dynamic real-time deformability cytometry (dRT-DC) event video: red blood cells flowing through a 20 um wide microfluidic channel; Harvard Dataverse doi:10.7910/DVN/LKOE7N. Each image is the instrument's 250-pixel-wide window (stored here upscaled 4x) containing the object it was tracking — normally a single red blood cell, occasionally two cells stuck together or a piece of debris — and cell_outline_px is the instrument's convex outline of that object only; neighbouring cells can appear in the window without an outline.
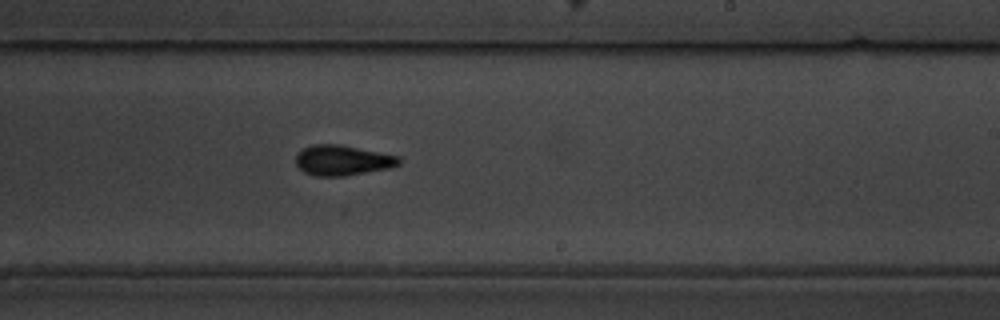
{"species": "common noctule bat (a hibernating species)", "species_latin": "Nyctalus noctula", "temperature_condition": "warm", "stored_images_in_passage": 36, "camera_frame_rate_fps": 3000, "um_per_image_px": 0.085, "animal": {"sex": "male", "body_mass_g": 19.5, "forearm_length_mm": 54.6}, "frame": {"image": 1, "passage_image": 21, "time_ms": 6.667, "image_size_px": [1000, 320], "cell_outline_px": [[400, 164], [392, 168], [344, 176], [316, 176], [304, 172], [296, 164], [296, 152], [312, 144], [340, 144], [400, 156]], "centroid_in_image_um": [29.12, 13.62], "position_along_channel_um": 259.9, "area_um2": 18.38}}
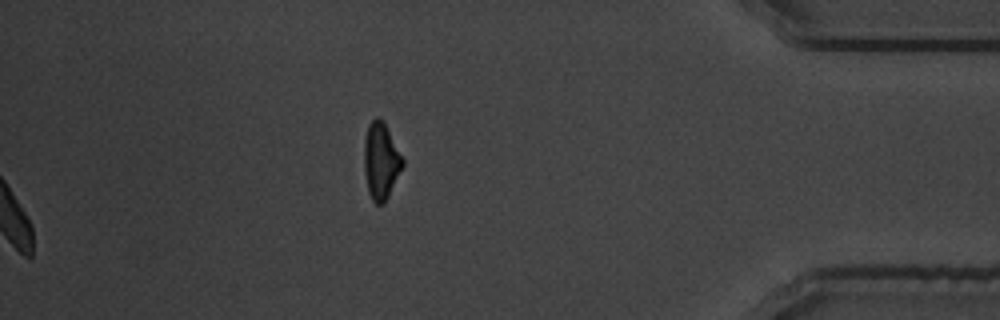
{"frame": {"image": 2, "passage_image": 36, "time_ms": 11.667, "image_size_px": [1000, 320], "cell_outline_px": [[404, 164], [384, 204], [376, 204], [372, 200], [368, 192], [364, 172], [364, 140], [368, 124], [376, 116], [384, 120], [404, 160]], "centroid_in_image_um": [32.37, 13.66], "position_along_channel_um": 402.8, "area_um2": 17.34}, "authors_computed_cell_mechanics": {"area_um2": 17.6868, "velocity_mm_per_s": 3.5773, "shape_relaxation_time_tau1_ms": 3.3538, "shape_relaxation_time_tau2_ms": 2.6927, "deformation_change_tau1": 0.1442, "deformation_change_tau2": 0.1009}}